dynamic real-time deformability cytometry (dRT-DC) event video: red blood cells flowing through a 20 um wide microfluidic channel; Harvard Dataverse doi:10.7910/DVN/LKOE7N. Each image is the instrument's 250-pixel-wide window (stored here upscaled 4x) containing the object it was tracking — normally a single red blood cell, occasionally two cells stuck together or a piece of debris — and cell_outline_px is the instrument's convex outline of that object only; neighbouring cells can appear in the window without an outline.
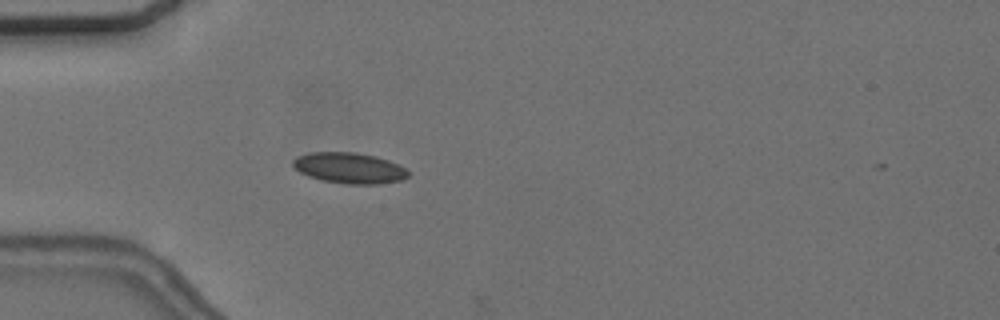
{"species": "common noctule bat (a hibernating species)", "species_latin": "Nyctalus noctula", "temperature_condition": "cold", "stored_images_in_passage": 19, "camera_frame_rate_fps": 3000, "um_per_image_px": 0.085, "animal": {"sex": "female", "body_mass_g": 24.6, "forearm_length_mm": 56.2}, "frame": {"image": 1, "passage_image": 18, "time_ms": 5.667, "image_size_px": [1000, 320], "cell_outline_px": [[408, 176], [400, 180], [376, 184], [344, 184], [320, 180], [308, 176], [300, 172], [292, 164], [292, 160], [296, 156], [308, 152], [356, 152], [376, 156], [388, 160], [404, 168], [408, 172]], "centroid_in_image_um": [29.63, 14.27], "position_along_channel_um": 55.4, "area_um2": 20.69}}